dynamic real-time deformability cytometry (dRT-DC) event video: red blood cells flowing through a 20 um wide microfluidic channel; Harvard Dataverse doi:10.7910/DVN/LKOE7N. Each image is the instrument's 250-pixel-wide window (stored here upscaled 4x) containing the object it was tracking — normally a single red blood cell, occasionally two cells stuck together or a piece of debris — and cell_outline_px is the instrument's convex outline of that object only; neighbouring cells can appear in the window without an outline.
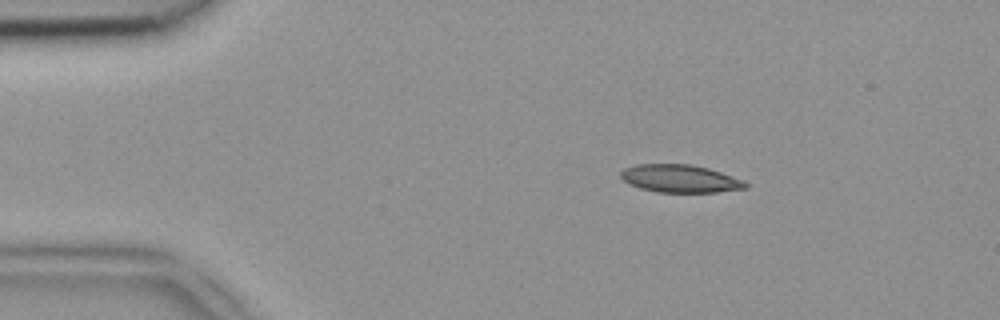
{"species": "common noctule bat (a hibernating species)", "species_latin": "Nyctalus noctula", "temperature_condition": "room temperature", "stored_images_in_passage": 48, "camera_frame_rate_fps": 3000, "um_per_image_px": 0.085, "animal": {"sex": "female", "body_mass_g": 18.4}, "frame": {"image": 1, "passage_image": 7, "time_ms": 2.0, "image_size_px": [1000, 320], "cell_outline_px": [[748, 188], [716, 192], [656, 192], [640, 188], [624, 180], [620, 176], [620, 172], [624, 168], [636, 164], [692, 164], [708, 168], [744, 180], [748, 184]], "centroid_in_image_um": [57.82, 15.18], "position_along_channel_um": 27.2, "area_um2": 20.17}}
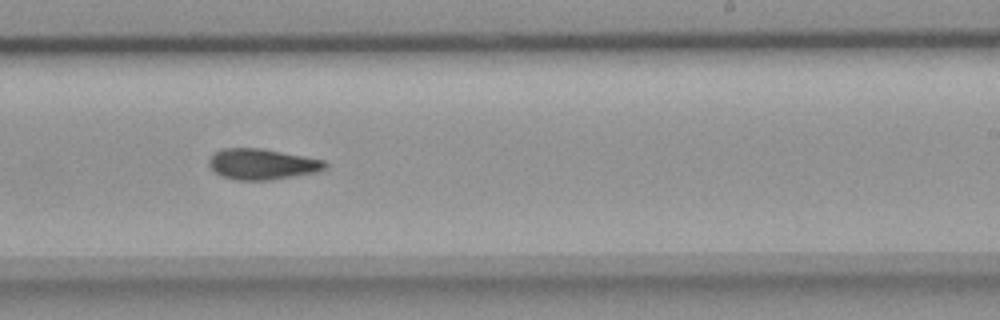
{"frame": {"image": 2, "passage_image": 29, "time_ms": 9.333, "image_size_px": [1000, 320], "cell_outline_px": [[328, 164], [324, 168], [316, 172], [272, 180], [236, 180], [220, 176], [208, 164], [208, 160], [216, 152], [224, 148], [264, 148], [324, 160]], "centroid_in_image_um": [22.28, 13.95], "position_along_channel_um": 266.7, "area_um2": 20.81}}
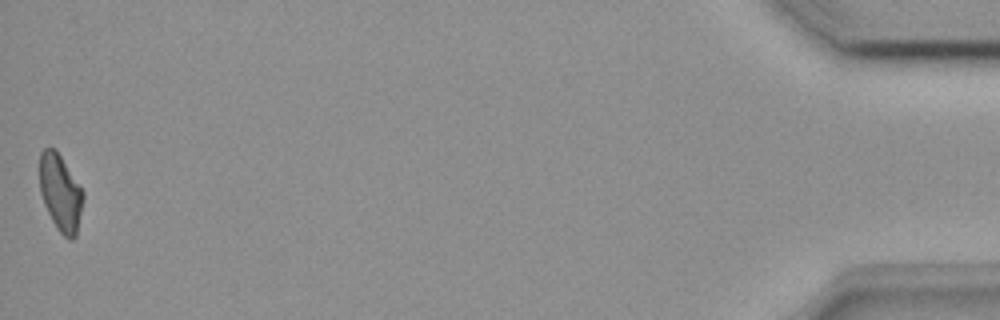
{"frame": {"image": 3, "passage_image": 48, "time_ms": 15.667, "image_size_px": [1000, 320], "cell_outline_px": [[84, 200], [76, 236], [72, 240], [68, 240], [56, 228], [44, 204], [40, 192], [40, 152], [44, 148], [56, 148], [84, 192]], "centroid_in_image_um": [5.15, 16.39], "position_along_channel_um": 430.1, "area_um2": 19.59}}